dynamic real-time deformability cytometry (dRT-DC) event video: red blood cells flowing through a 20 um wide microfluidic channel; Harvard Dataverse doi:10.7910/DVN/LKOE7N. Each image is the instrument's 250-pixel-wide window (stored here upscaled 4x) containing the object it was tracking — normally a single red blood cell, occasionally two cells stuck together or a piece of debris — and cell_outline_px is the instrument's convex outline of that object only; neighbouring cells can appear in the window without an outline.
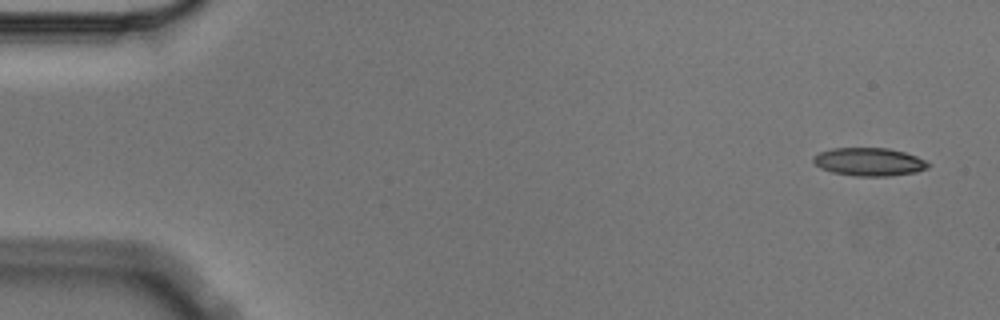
{"species": "Egyptian fruit bat (a non-hibernating species)", "species_latin": "Rousettus aegyptiacus", "temperature_condition": "cold", "stored_images_in_passage": 4, "camera_frame_rate_fps": 3000, "um_per_image_px": 0.085, "animal": {"sex": "male"}, "frame": {"image": 1, "passage_image": 1, "time_ms": 0.0, "image_size_px": [1000, 320], "cell_outline_px": [[932, 164], [928, 168], [916, 172], [892, 176], [856, 176], [832, 172], [820, 168], [812, 160], [812, 156], [820, 152], [832, 148], [888, 148], [904, 152], [928, 160]], "centroid_in_image_um": [73.91, 13.76], "position_along_channel_um": 11.1, "area_um2": 19.02}}
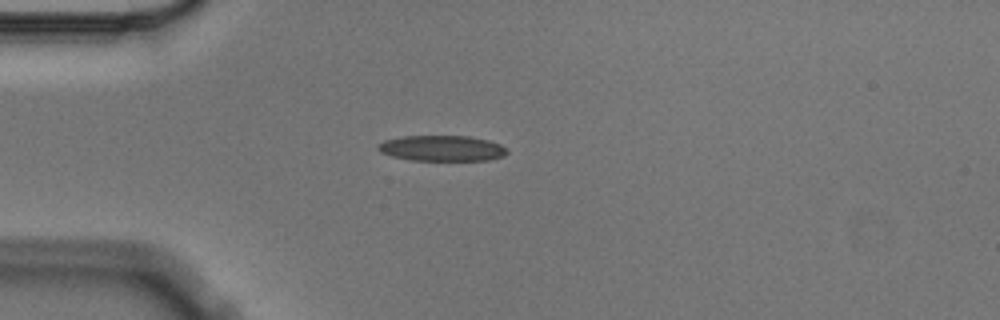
{"frame": {"image": 2, "passage_image": 4, "time_ms": 1.0, "image_size_px": [1000, 320], "cell_outline_px": [[508, 152], [504, 156], [488, 160], [412, 160], [392, 156], [380, 152], [376, 148], [376, 144], [384, 140], [404, 136], [468, 136], [488, 140], [500, 144], [508, 148]], "centroid_in_image_um": [37.56, 12.6], "position_along_channel_um": 47.4, "area_um2": 19.36}}